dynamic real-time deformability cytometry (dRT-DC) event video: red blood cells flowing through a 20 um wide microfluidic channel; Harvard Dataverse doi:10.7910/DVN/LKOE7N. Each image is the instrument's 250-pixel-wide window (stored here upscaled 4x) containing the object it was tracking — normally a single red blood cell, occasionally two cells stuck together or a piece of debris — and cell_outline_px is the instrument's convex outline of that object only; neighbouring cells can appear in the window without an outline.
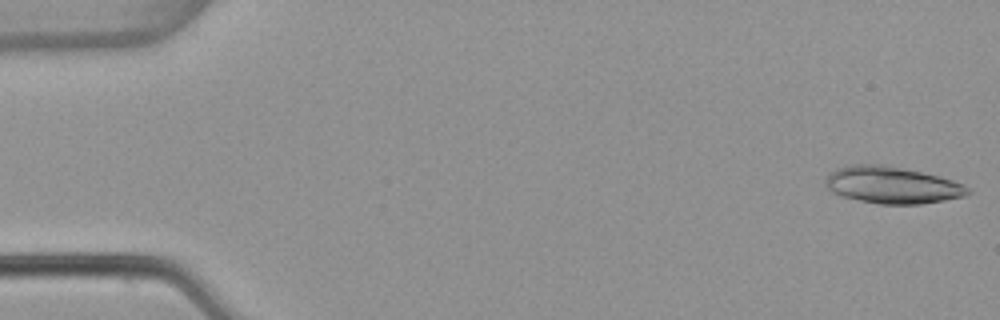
{"species": "common noctule bat (a hibernating species)", "species_latin": "Nyctalus noctula", "temperature_condition": "warm", "stored_images_in_passage": 52, "segment_of_instrument_passage": [1, 2], "camera_frame_rate_fps": 3000, "um_per_image_px": 0.085, "animal": {"sex": "female", "body_mass_g": 22.7, "forearm_length_mm": 54.2}, "frame": {"image": 1, "passage_image": 1, "time_ms": 0.0, "image_size_px": [1000, 320], "cell_outline_px": [[972, 192], [964, 196], [944, 200], [920, 204], [880, 204], [840, 196], [832, 192], [824, 184], [824, 180], [836, 168], [852, 164], [888, 164], [940, 176], [964, 184]], "centroid_in_image_um": [75.82, 15.72], "position_along_channel_um": 9.2, "area_um2": 30.81}}
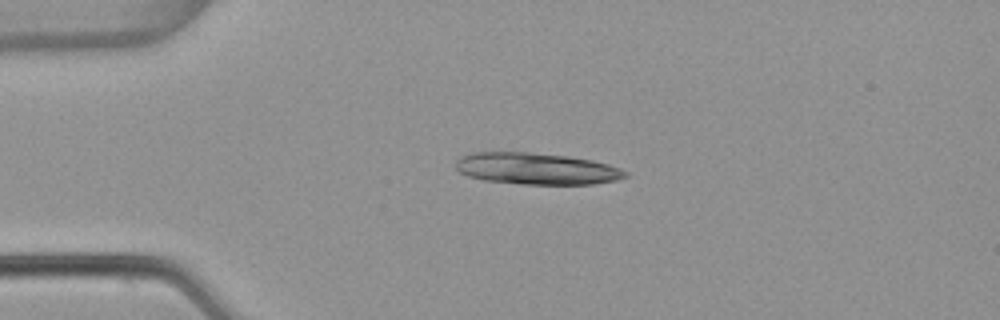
{"frame": {"image": 2, "passage_image": 12, "time_ms": 3.667, "image_size_px": [1000, 320], "cell_outline_px": [[628, 176], [616, 180], [592, 184], [520, 184], [484, 180], [468, 176], [460, 172], [456, 168], [456, 160], [460, 156], [472, 152], [528, 152], [568, 156], [592, 160], [608, 164], [620, 168], [628, 172]], "centroid_in_image_um": [45.59, 14.33], "position_along_channel_um": 39.4, "area_um2": 31.33}}